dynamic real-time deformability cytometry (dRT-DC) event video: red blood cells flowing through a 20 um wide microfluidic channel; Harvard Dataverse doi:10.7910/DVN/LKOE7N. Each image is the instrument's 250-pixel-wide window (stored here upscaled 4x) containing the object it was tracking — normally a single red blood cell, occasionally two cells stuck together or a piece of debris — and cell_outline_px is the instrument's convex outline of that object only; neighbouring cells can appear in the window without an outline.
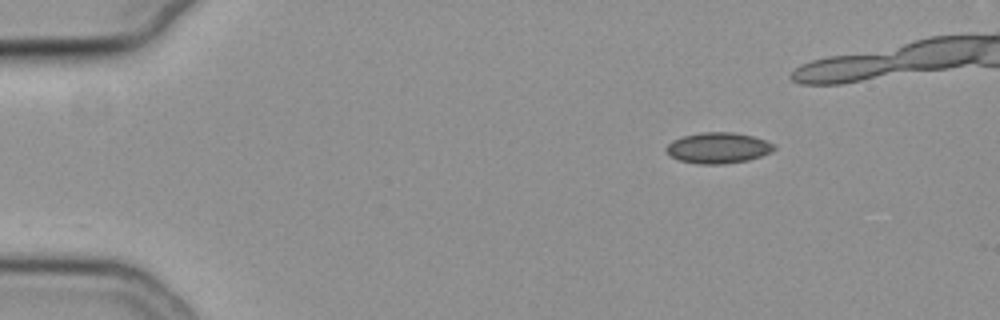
{"species": "common noctule bat (a hibernating species)", "species_latin": "Nyctalus noctula", "temperature_condition": "cold", "stored_images_in_passage": 38, "camera_frame_rate_fps": 3000, "um_per_image_px": 0.085, "animal": {"sex": "female", "body_mass_g": 19.3, "forearm_length_mm": 54.1}, "frame": {"image": 1, "passage_image": 1, "time_ms": 0.0, "image_size_px": [1000, 320], "cell_outline_px": [[776, 148], [772, 152], [748, 160], [724, 164], [700, 164], [680, 160], [672, 156], [664, 148], [672, 140], [684, 136], [700, 132], [736, 132], [752, 136], [776, 144]], "centroid_in_image_um": [61.07, 12.56], "position_along_channel_um": 23.9, "area_um2": 19.36}}
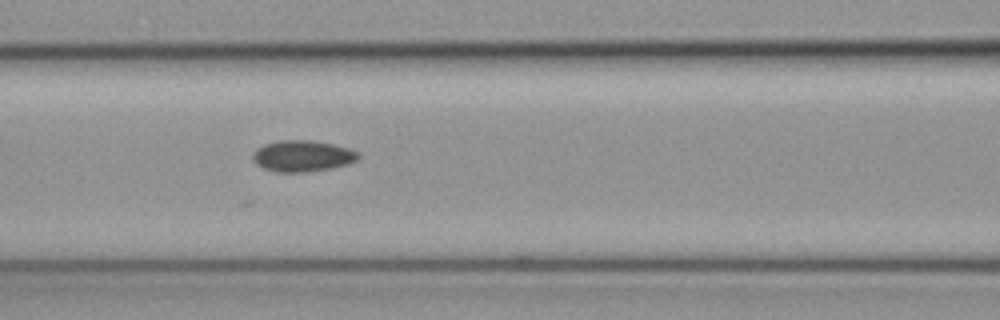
{"frame": {"image": 2, "passage_image": 17, "time_ms": 5.333, "image_size_px": [1000, 320], "cell_outline_px": [[360, 156], [356, 160], [348, 164], [332, 168], [304, 172], [276, 172], [264, 168], [256, 164], [252, 160], [252, 152], [256, 148], [264, 144], [280, 140], [308, 140], [332, 144], [348, 148], [356, 152]], "centroid_in_image_um": [25.66, 13.26], "position_along_channel_um": 140.9, "area_um2": 19.19}}
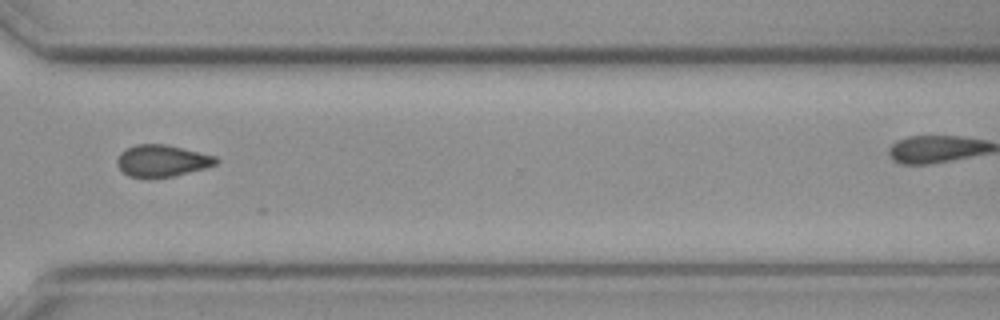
{"frame": {"image": 3, "passage_image": 34, "time_ms": 11.0, "image_size_px": [1000, 320], "cell_outline_px": [[220, 160], [216, 164], [204, 168], [172, 176], [128, 176], [116, 164], [116, 160], [120, 152], [136, 144], [164, 144], [216, 156]], "centroid_in_image_um": [13.77, 13.64], "position_along_channel_um": 356.8, "area_um2": 17.86}}